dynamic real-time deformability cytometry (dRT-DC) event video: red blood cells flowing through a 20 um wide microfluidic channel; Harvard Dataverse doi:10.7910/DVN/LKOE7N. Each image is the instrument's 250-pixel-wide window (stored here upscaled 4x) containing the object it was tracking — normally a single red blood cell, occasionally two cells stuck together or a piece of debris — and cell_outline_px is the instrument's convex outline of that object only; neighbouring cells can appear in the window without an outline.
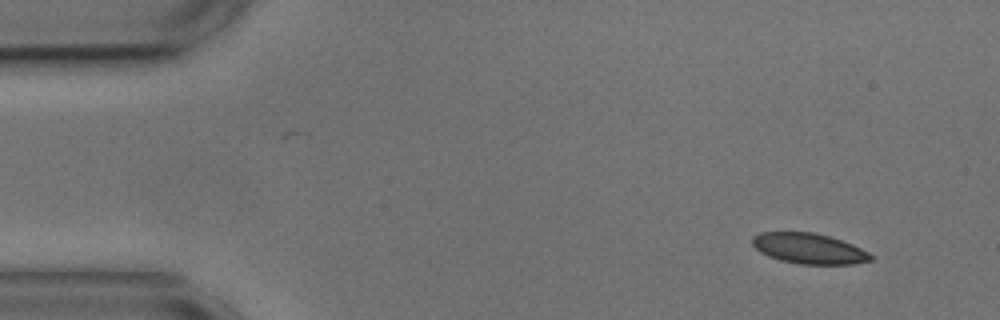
{"species": "common noctule bat (a hibernating species)", "species_latin": "Nyctalus noctula", "temperature_condition": "cold", "stored_images_in_passage": 5, "segment_of_instrument_passage": [1, 2], "camera_frame_rate_fps": 3000, "um_per_image_px": 0.085, "animal": {"sex": "male", "body_mass_g": 17.9, "forearm_length_mm": 54.2}, "frame": {"image": 1, "passage_image": 1, "time_ms": 0.0, "image_size_px": [1000, 320], "cell_outline_px": [[872, 260], [852, 264], [800, 264], [780, 260], [768, 256], [760, 252], [752, 244], [752, 236], [760, 232], [812, 232], [828, 236], [852, 244], [868, 252], [872, 256]], "centroid_in_image_um": [68.73, 21.12], "position_along_channel_um": 16.3, "area_um2": 20.92}}
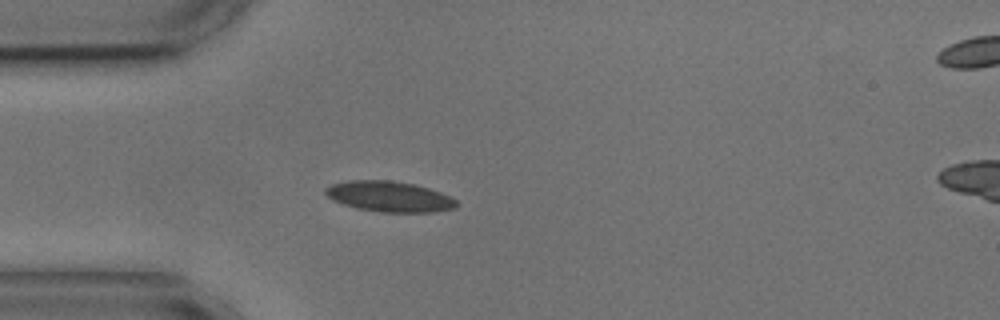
{"frame": {"image": 2, "passage_image": 4, "time_ms": 3.333, "image_size_px": [1000, 320], "cell_outline_px": [[456, 208], [432, 212], [384, 212], [356, 208], [332, 200], [324, 192], [324, 188], [332, 184], [348, 180], [392, 180], [412, 184], [428, 188], [452, 196], [456, 200]], "centroid_in_image_um": [33.08, 16.7], "position_along_channel_um": 51.9, "area_um2": 23.29}}